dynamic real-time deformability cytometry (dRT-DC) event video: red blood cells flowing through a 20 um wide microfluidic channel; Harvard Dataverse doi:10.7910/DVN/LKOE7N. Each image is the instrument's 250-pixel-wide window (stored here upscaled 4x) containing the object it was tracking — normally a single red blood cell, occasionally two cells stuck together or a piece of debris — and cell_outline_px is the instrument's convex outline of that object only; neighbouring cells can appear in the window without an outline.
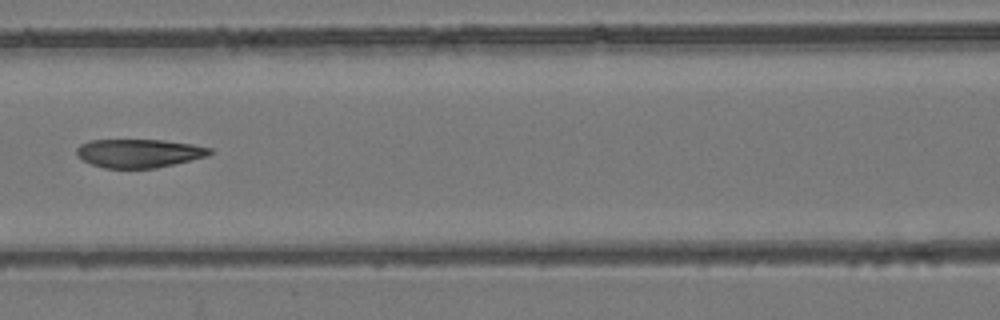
{"species": "common noctule bat (a hibernating species)", "species_latin": "Nyctalus noctula", "temperature_condition": "room temperature", "stored_images_in_passage": 8, "camera_frame_rate_fps": 3000, "um_per_image_px": 0.085, "animal": {"sex": "female", "body_mass_g": 24.6, "forearm_length_mm": 56.2}, "frame": {"image": 1, "passage_image": 8, "time_ms": 2.333, "image_size_px": [1000, 320], "cell_outline_px": [[212, 152], [208, 156], [156, 168], [104, 168], [92, 164], [84, 160], [76, 152], [76, 148], [80, 144], [92, 140], [164, 140], [192, 144], [212, 148]], "centroid_in_image_um": [11.84, 13.02], "position_along_channel_um": 154.8, "area_um2": 22.02}}